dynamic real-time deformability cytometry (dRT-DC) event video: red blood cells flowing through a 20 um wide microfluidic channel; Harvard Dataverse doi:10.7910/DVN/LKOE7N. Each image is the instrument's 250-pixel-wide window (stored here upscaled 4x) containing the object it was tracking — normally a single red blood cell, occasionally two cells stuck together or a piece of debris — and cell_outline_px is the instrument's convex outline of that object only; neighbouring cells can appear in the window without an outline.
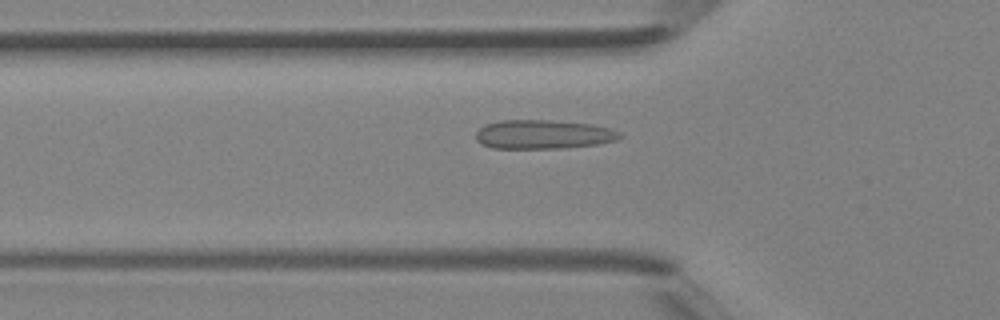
{"species": "Egyptian fruit bat (a non-hibernating species)", "species_latin": "Rousettus aegyptiacus", "temperature_condition": "room temperature", "stored_images_in_passage": 39, "camera_frame_rate_fps": 3000, "um_per_image_px": 0.085, "animal": {"sex": "female"}, "frame": {"image": 1, "passage_image": 9, "time_ms": 2.667, "image_size_px": [1000, 320], "cell_outline_px": [[624, 136], [616, 140], [596, 144], [560, 148], [492, 148], [480, 144], [476, 140], [476, 132], [484, 124], [500, 120], [548, 120], [592, 124], [608, 128], [620, 132]], "centroid_in_image_um": [46.14, 11.42], "position_along_channel_um": 79.7, "area_um2": 24.33}}
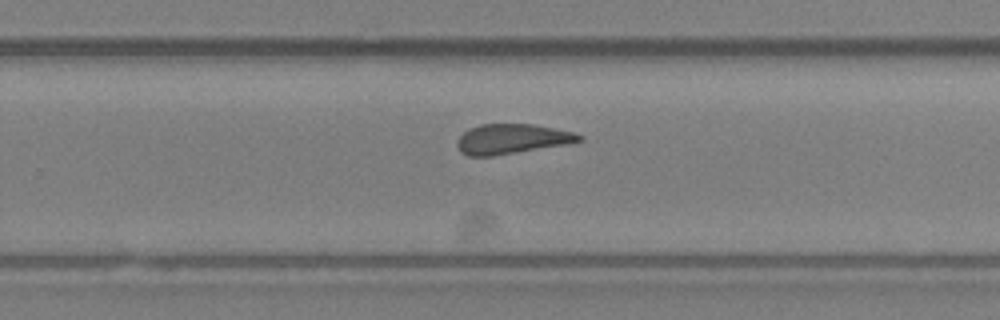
{"frame": {"image": 2, "passage_image": 23, "time_ms": 7.333, "image_size_px": [1000, 320], "cell_outline_px": [[584, 140], [572, 144], [492, 156], [468, 156], [460, 152], [456, 144], [456, 140], [468, 128], [480, 124], [532, 124], [576, 132], [584, 136]], "centroid_in_image_um": [43.55, 11.81], "position_along_channel_um": 286.2, "area_um2": 21.68}}
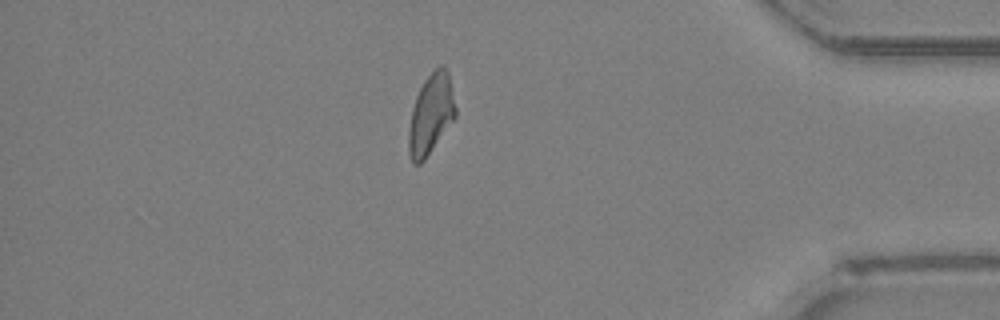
{"frame": {"image": 3, "passage_image": 33, "time_ms": 10.667, "image_size_px": [1000, 320], "cell_outline_px": [[456, 116], [424, 160], [420, 164], [412, 164], [408, 152], [408, 132], [412, 108], [416, 96], [424, 80], [440, 64], [444, 64], [448, 72], [456, 108]], "centroid_in_image_um": [36.61, 9.71], "position_along_channel_um": 398.6, "area_um2": 21.79}, "authors_computed_cell_mechanics": {"area_um2": 21.7906, "velocity_mm_per_s": 4.4491, "shape_relaxation_time_tau1_ms": null, "shape_relaxation_time_tau2_ms": 2.1178, "deformation_change_tau1": null, "deformation_change_tau2": 0.0821}}